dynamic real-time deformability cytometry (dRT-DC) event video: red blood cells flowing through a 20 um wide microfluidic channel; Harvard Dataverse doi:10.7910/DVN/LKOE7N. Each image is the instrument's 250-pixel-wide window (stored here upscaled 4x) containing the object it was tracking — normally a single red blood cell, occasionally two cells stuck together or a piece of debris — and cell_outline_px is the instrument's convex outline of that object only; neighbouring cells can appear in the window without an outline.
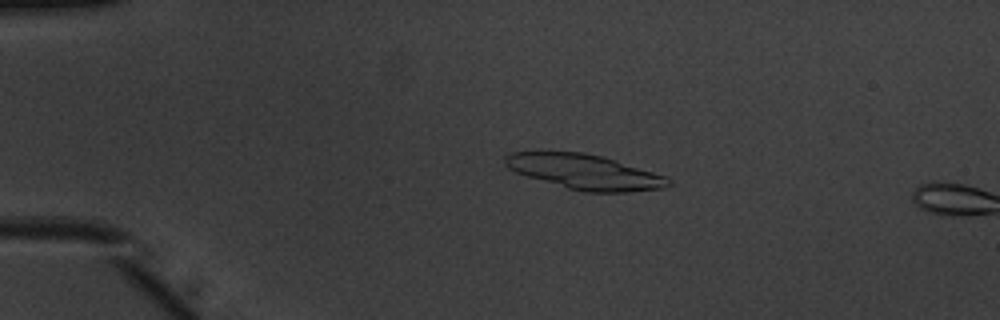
{"species": "common noctule bat (a hibernating species)", "species_latin": "Nyctalus noctula", "temperature_condition": "warm", "stored_images_in_passage": 14, "camera_frame_rate_fps": 3000, "um_per_image_px": 0.085, "animal": {"sex": "male", "body_mass_g": 20.1, "forearm_length_mm": 53.5}, "frame": {"image": 1, "passage_image": 12, "time_ms": 3.667, "image_size_px": [1000, 320], "cell_outline_px": [[672, 184], [664, 188], [628, 192], [584, 192], [568, 188], [528, 176], [516, 172], [508, 168], [504, 164], [504, 156], [512, 152], [540, 148], [584, 152], [604, 156], [668, 176], [672, 180]], "centroid_in_image_um": [49.66, 14.55], "position_along_channel_um": 35.3, "area_um2": 34.39}}